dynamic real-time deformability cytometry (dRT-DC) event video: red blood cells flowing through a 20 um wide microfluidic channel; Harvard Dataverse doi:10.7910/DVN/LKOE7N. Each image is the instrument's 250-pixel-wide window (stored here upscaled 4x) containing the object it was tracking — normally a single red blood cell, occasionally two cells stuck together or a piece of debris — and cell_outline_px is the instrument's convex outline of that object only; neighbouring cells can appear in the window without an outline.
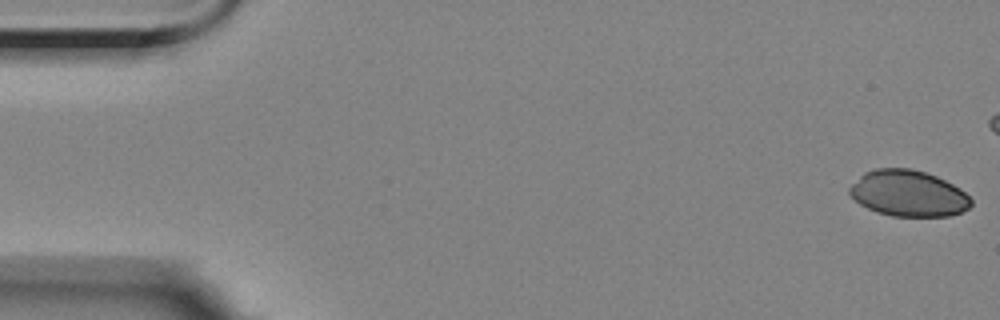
{"species": "Egyptian fruit bat (a non-hibernating species)", "species_latin": "Rousettus aegyptiacus", "temperature_condition": "room temperature", "stored_images_in_passage": 46, "camera_frame_rate_fps": 3000, "um_per_image_px": 0.085, "animal": {"sex": "female"}, "frame": {"image": 1, "passage_image": 1, "time_ms": 0.0, "image_size_px": [1000, 320], "cell_outline_px": [[972, 204], [968, 208], [960, 212], [948, 216], [892, 216], [876, 212], [860, 204], [848, 192], [848, 188], [864, 172], [876, 168], [912, 168], [936, 176], [960, 188], [972, 200]], "centroid_in_image_um": [77.19, 16.43], "position_along_channel_um": 7.8, "area_um2": 32.54}}
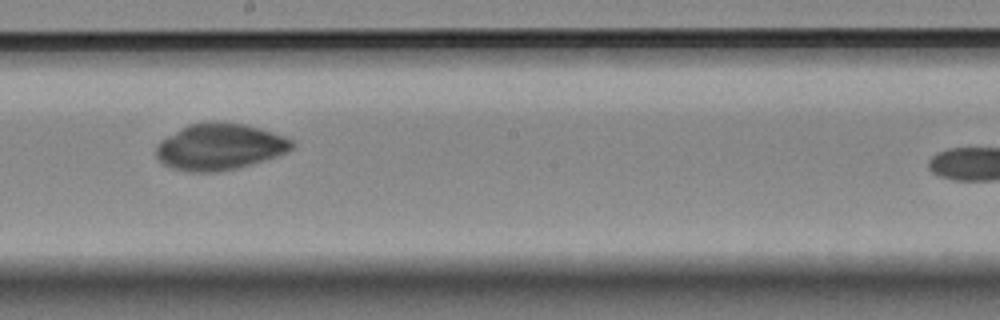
{"frame": {"image": 2, "passage_image": 31, "time_ms": 10.0, "image_size_px": [1000, 320], "cell_outline_px": [[296, 144], [292, 148], [276, 156], [236, 168], [216, 172], [188, 172], [172, 168], [164, 164], [156, 156], [156, 144], [160, 140], [180, 128], [188, 124], [244, 124], [260, 128], [284, 136], [292, 140]], "centroid_in_image_um": [18.64, 12.5], "position_along_channel_um": 229.6, "area_um2": 36.01}}
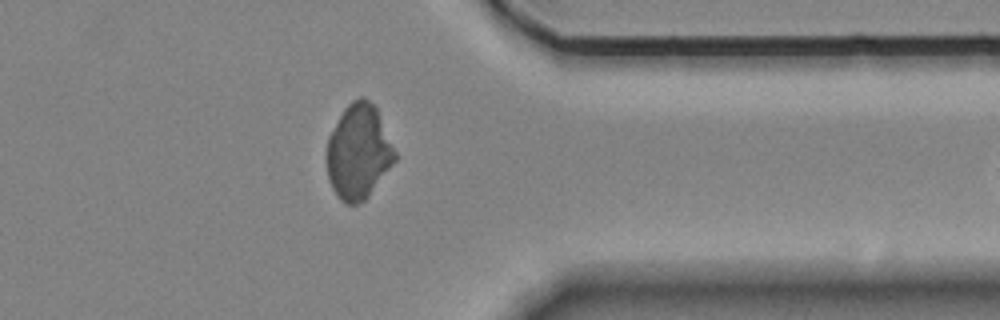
{"frame": {"image": 3, "passage_image": 45, "time_ms": 14.667, "image_size_px": [1000, 320], "cell_outline_px": [[396, 160], [368, 196], [360, 204], [348, 204], [340, 200], [332, 188], [328, 180], [324, 156], [328, 136], [344, 108], [352, 100], [360, 96], [364, 96], [376, 108], [396, 152]], "centroid_in_image_um": [30.43, 12.91], "position_along_channel_um": 381.0, "area_um2": 37.92}}